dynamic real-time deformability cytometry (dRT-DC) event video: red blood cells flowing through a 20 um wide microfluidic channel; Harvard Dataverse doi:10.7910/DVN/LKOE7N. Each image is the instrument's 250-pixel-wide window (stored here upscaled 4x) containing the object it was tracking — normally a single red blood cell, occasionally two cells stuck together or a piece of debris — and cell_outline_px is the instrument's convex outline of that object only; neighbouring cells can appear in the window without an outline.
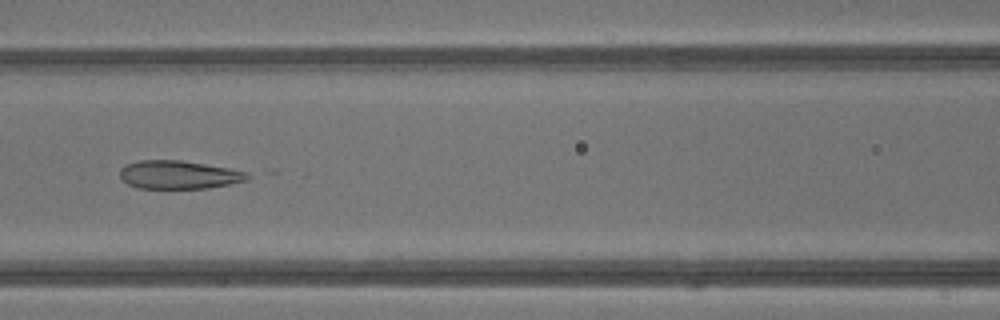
{"species": "common noctule bat (a hibernating species)", "species_latin": "Nyctalus noctula", "temperature_condition": "warm", "stored_images_in_passage": 41, "camera_frame_rate_fps": 3000, "um_per_image_px": 0.085, "animal": {"sex": "male", "body_mass_g": 13.3}, "frame": {"image": 1, "passage_image": 18, "time_ms": 5.667, "image_size_px": [1000, 320], "cell_outline_px": [[248, 180], [208, 188], [136, 188], [120, 180], [120, 168], [128, 164], [140, 160], [180, 160], [228, 168], [248, 172]], "centroid_in_image_um": [15.16, 14.86], "position_along_channel_um": 151.4, "area_um2": 20.92}}
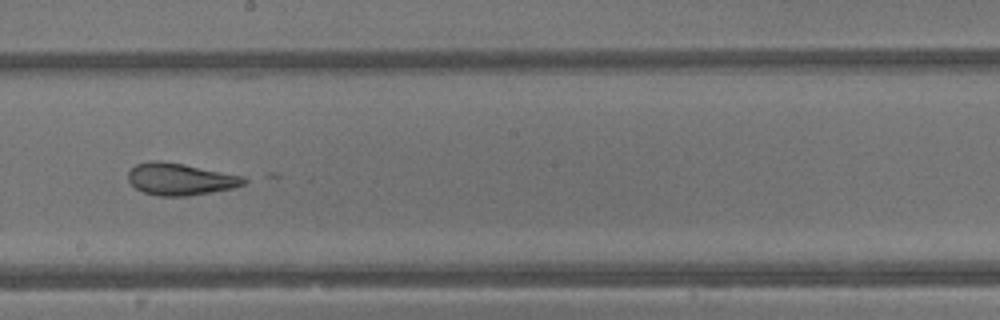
{"frame": {"image": 2, "passage_image": 23, "time_ms": 7.333, "image_size_px": [1000, 320], "cell_outline_px": [[248, 180], [244, 184], [232, 188], [188, 196], [156, 196], [144, 192], [136, 188], [128, 180], [128, 172], [136, 164], [152, 160], [160, 160], [184, 164], [244, 176]], "centroid_in_image_um": [15.31, 15.22], "position_along_channel_um": 232.9, "area_um2": 21.56}}
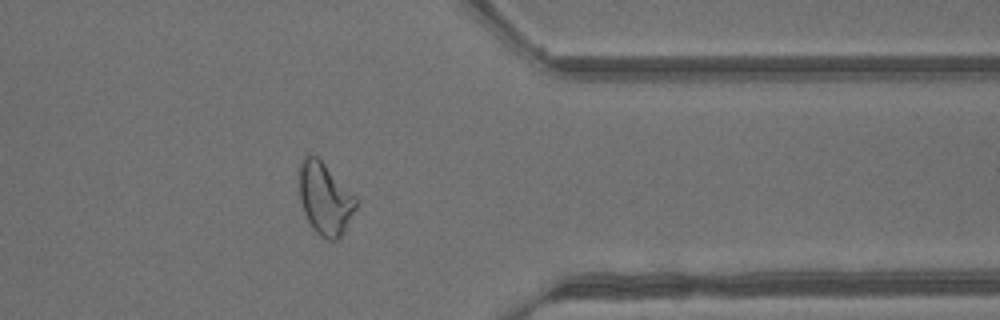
{"frame": {"image": 3, "passage_image": 33, "time_ms": 10.667, "image_size_px": [1000, 320], "cell_outline_px": [[356, 208], [344, 232], [336, 240], [328, 240], [320, 236], [312, 228], [304, 212], [300, 200], [300, 160], [304, 156], [316, 156], [356, 196]], "centroid_in_image_um": [27.62, 16.91], "position_along_channel_um": 383.8, "area_um2": 23.47}, "authors_computed_cell_mechanics": {"area_um2": 25.2586, "velocity_mm_per_s": 4.8944, "shape_relaxation_time_tau1_ms": null, "shape_relaxation_time_tau2_ms": 1.1617, "deformation_change_tau1": null, "deformation_change_tau2": 0.0973}}